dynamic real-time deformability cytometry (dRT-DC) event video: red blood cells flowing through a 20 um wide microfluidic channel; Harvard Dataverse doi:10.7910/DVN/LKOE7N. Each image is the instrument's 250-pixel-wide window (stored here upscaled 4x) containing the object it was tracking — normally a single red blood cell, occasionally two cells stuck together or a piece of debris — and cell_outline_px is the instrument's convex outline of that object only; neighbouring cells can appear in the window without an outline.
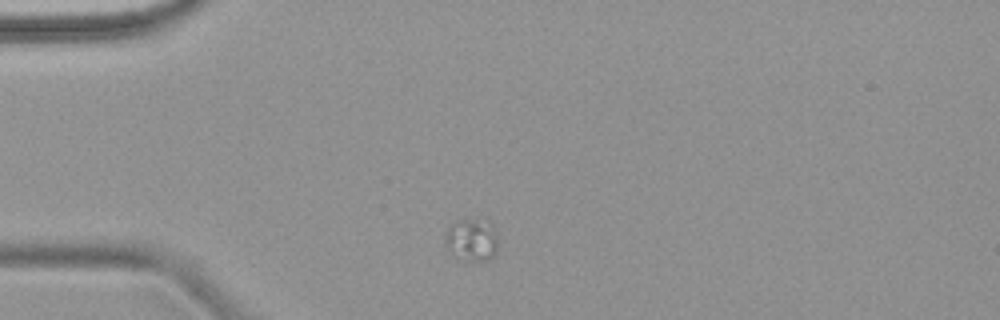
{"species": "common noctule bat (a hibernating species)", "species_latin": "Nyctalus noctula", "temperature_condition": "warm", "stored_images_in_passage": 2, "camera_frame_rate_fps": 3000, "um_per_image_px": 0.085, "animal": {"sex": "female", "body_mass_g": 18.4}, "frame": {"image": 1, "passage_image": 1, "time_ms": 0.0, "image_size_px": [1000, 320], "cell_outline_px": [[496, 252], [492, 260], [456, 260], [448, 248], [444, 240], [444, 236], [448, 228], [456, 220], [488, 220], [496, 228]], "centroid_in_image_um": [40.09, 20.4], "position_along_channel_um": 44.9, "area_um2": 13.29}}